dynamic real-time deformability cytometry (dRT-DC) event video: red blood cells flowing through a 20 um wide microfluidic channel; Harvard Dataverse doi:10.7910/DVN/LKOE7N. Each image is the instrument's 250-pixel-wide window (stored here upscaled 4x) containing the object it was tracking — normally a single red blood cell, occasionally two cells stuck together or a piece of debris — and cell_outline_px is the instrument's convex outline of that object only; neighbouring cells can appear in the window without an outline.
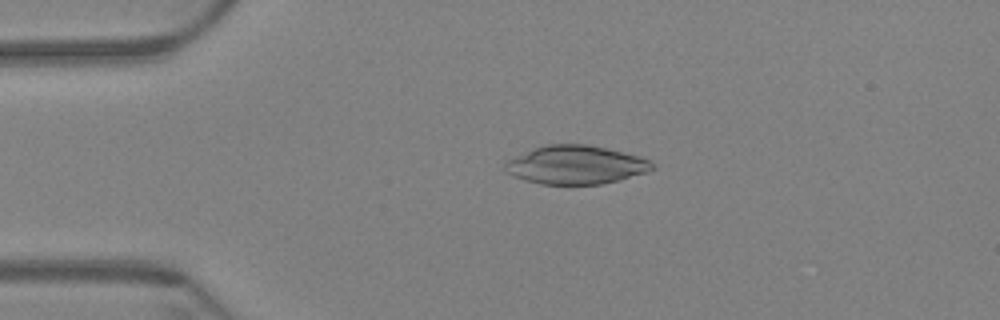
{"species": "Egyptian fruit bat (a non-hibernating species)", "species_latin": "Rousettus aegyptiacus", "temperature_condition": "warm", "stored_images_in_passage": 59, "camera_frame_rate_fps": 3000, "um_per_image_px": 0.085, "animal": {"sex": "female"}, "frame": {"image": 1, "passage_image": 13, "time_ms": 4.0, "image_size_px": [1000, 320], "cell_outline_px": [[656, 168], [620, 180], [600, 184], [540, 184], [524, 180], [512, 176], [504, 172], [504, 160], [536, 148], [548, 144], [584, 144], [604, 148], [640, 156], [648, 160]], "centroid_in_image_um": [48.87, 14.02], "position_along_channel_um": 36.1, "area_um2": 32.89}}
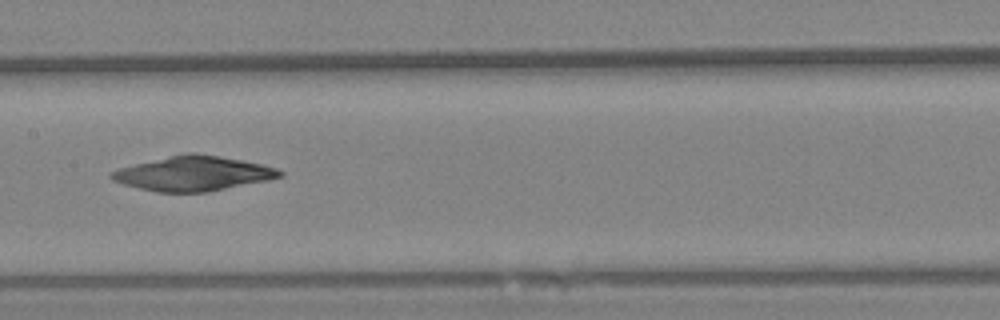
{"frame": {"image": 2, "passage_image": 30, "time_ms": 9.667, "image_size_px": [1000, 320], "cell_outline_px": [[284, 176], [268, 180], [208, 192], [156, 192], [124, 184], [112, 180], [108, 176], [116, 168], [188, 152], [196, 152], [220, 156], [260, 164], [276, 168], [284, 172]], "centroid_in_image_um": [16.42, 14.75], "position_along_channel_um": 191.0, "area_um2": 33.81}}
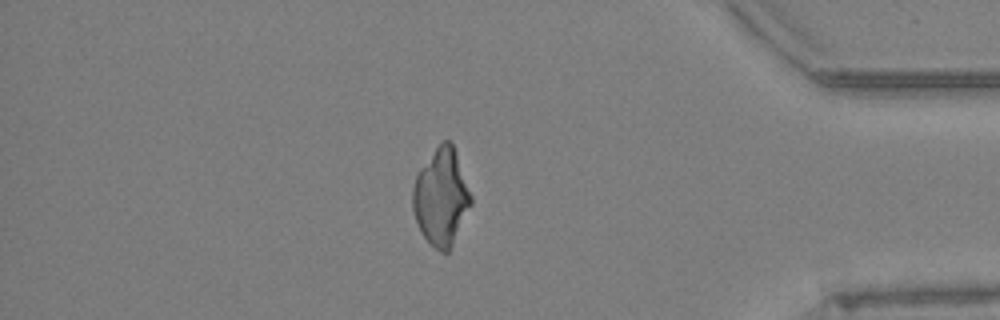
{"frame": {"image": 3, "passage_image": 51, "time_ms": 16.667, "image_size_px": [1000, 320], "cell_outline_px": [[472, 204], [448, 252], [440, 252], [420, 232], [412, 208], [412, 188], [416, 176], [420, 168], [436, 148], [444, 140], [448, 140], [452, 144], [456, 152], [472, 196]], "centroid_in_image_um": [37.5, 16.75], "position_along_channel_um": 397.7, "area_um2": 32.43}}